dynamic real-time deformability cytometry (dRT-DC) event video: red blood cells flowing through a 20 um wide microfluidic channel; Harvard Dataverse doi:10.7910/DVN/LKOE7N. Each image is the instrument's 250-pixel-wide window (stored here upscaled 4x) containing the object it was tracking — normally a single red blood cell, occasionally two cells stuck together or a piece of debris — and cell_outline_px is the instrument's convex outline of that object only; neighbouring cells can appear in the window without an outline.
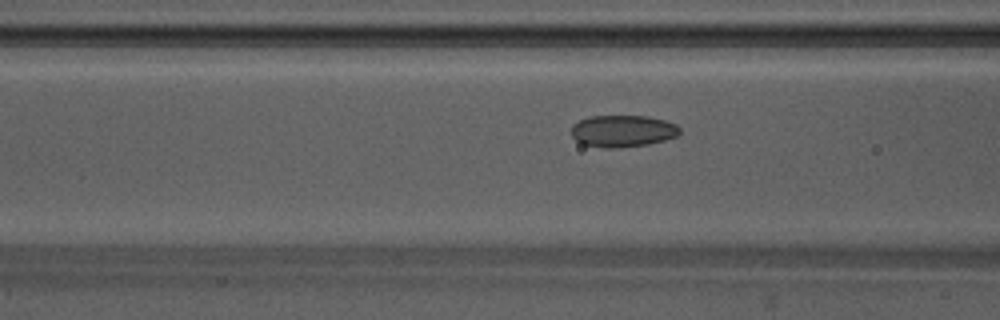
{"species": "Egyptian fruit bat (a non-hibernating species)", "species_latin": "Rousettus aegyptiacus", "temperature_condition": "warm", "stored_images_in_passage": 50, "camera_frame_rate_fps": 3000, "um_per_image_px": 0.085, "animal": {"sex": "male"}, "frame": {"image": 1, "passage_image": 16, "time_ms": 5.0, "image_size_px": [1000, 320], "cell_outline_px": [[680, 132], [676, 136], [664, 140], [648, 144], [616, 148], [604, 148], [584, 144], [576, 140], [572, 136], [572, 124], [588, 116], [648, 116], [664, 120], [676, 124], [680, 128]], "centroid_in_image_um": [52.92, 11.13], "position_along_channel_um": 113.7, "area_um2": 20.11}}
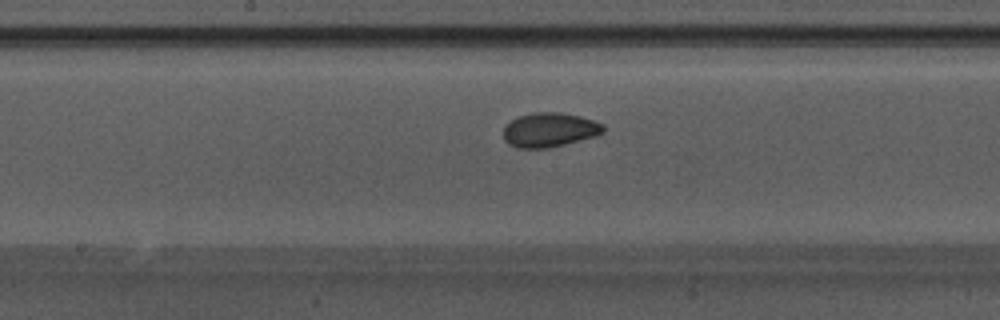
{"frame": {"image": 2, "passage_image": 23, "time_ms": 7.333, "image_size_px": [1000, 320], "cell_outline_px": [[604, 132], [596, 136], [548, 148], [516, 148], [508, 144], [504, 140], [504, 128], [516, 116], [532, 112], [560, 112], [580, 116], [604, 124]], "centroid_in_image_um": [46.7, 11.03], "position_along_channel_um": 201.5, "area_um2": 20.06}}
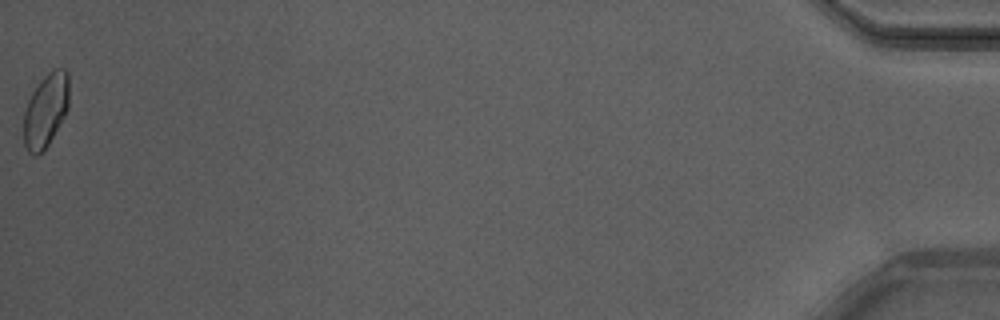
{"frame": {"image": 3, "passage_image": 50, "time_ms": 16.333, "image_size_px": [1000, 320], "cell_outline_px": [[68, 108], [64, 116], [48, 144], [36, 156], [28, 152], [24, 144], [24, 112], [28, 100], [32, 92], [40, 80], [52, 68], [64, 68], [68, 72]], "centroid_in_image_um": [3.88, 9.34], "position_along_channel_um": 431.3, "area_um2": 19.31}, "authors_computed_cell_mechanics": {"area_um2": 19.652, "velocity_mm_per_s": 3.7695, "shape_relaxation_time_tau1_ms": 3.785, "shape_relaxation_time_tau2_ms": 1.357, "deformation_change_tau1": 0.0942, "deformation_change_tau2": 0.0562}}